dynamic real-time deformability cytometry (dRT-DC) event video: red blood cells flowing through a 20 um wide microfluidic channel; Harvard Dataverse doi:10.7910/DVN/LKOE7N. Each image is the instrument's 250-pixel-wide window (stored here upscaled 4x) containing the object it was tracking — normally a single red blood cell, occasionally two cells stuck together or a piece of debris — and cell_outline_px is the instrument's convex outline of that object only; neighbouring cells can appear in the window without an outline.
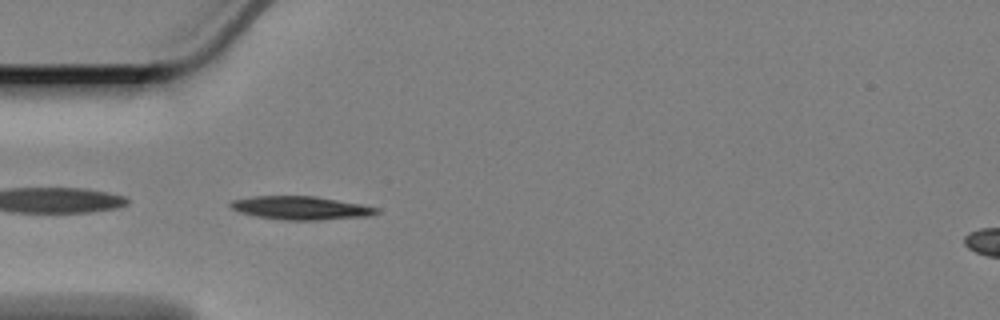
{"species": "Egyptian fruit bat (a non-hibernating species)", "species_latin": "Rousettus aegyptiacus", "temperature_condition": "cold", "stored_images_in_passage": 31, "camera_frame_rate_fps": 3000, "um_per_image_px": 0.085, "animal": {"sex": "female"}, "frame": {"image": 1, "passage_image": 1, "time_ms": 0.0, "image_size_px": [1000, 320], "cell_outline_px": [[380, 212], [368, 216], [316, 220], [284, 220], [256, 216], [240, 212], [232, 208], [228, 204], [232, 200], [252, 196], [316, 196], [360, 204], [380, 208]], "centroid_in_image_um": [25.56, 17.67], "position_along_channel_um": 59.4, "area_um2": 19.83}}
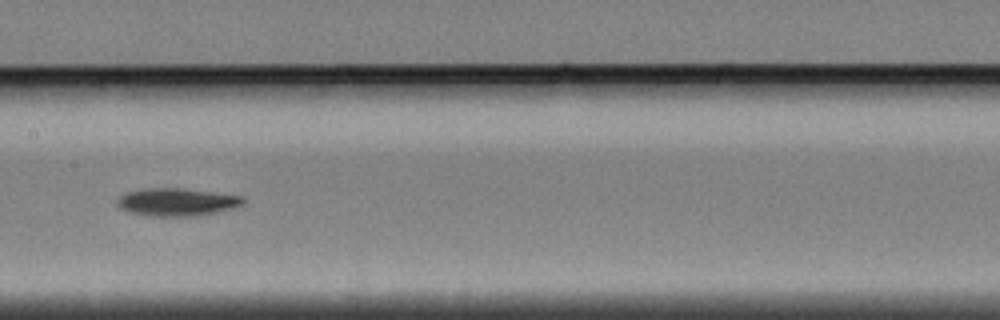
{"frame": {"image": 2, "passage_image": 13, "time_ms": 4.0, "image_size_px": [1000, 320], "cell_outline_px": [[244, 204], [232, 208], [216, 212], [196, 216], [152, 216], [128, 212], [120, 208], [116, 200], [120, 196], [128, 192], [144, 188], [180, 188], [244, 196]], "centroid_in_image_um": [15.03, 17.17], "position_along_channel_um": 192.4, "area_um2": 20.29}}
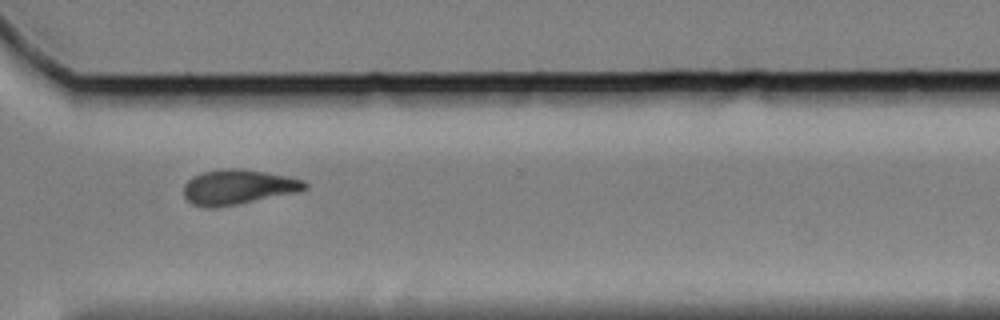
{"frame": {"image": 3, "passage_image": 28, "time_ms": 9.0, "image_size_px": [1000, 320], "cell_outline_px": [[308, 188], [296, 192], [236, 204], [212, 208], [204, 208], [192, 204], [184, 196], [184, 184], [192, 176], [204, 172], [224, 168], [236, 168], [264, 172], [288, 176], [304, 180], [308, 184]], "centroid_in_image_um": [20.21, 15.89], "position_along_channel_um": 350.4, "area_um2": 24.45}}